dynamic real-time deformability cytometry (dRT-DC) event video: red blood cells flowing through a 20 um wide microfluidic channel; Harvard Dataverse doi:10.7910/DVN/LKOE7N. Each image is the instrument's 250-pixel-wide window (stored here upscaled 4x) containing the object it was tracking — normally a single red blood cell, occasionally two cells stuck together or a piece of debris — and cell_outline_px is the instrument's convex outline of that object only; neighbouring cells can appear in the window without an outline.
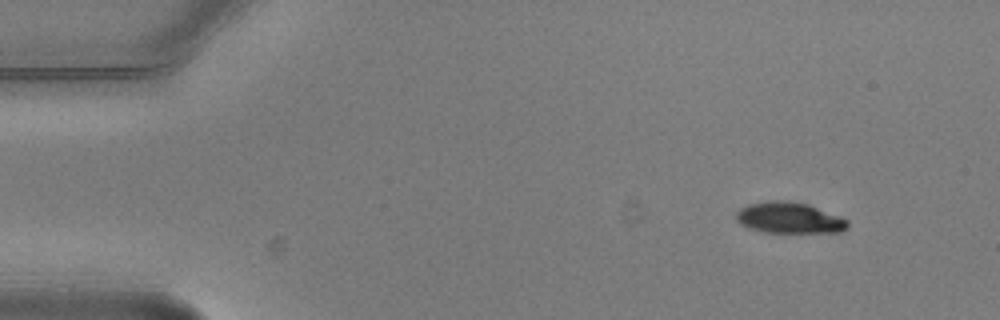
{"species": "common noctule bat (a hibernating species)", "species_latin": "Nyctalus noctula", "temperature_condition": "warm", "stored_images_in_passage": 3, "camera_frame_rate_fps": 3000, "um_per_image_px": 0.085, "animal": {"sex": "male", "body_mass_g": 20.5, "forearm_length_mm": 52.5}, "frame": {"image": 1, "passage_image": 1, "time_ms": 0.0, "image_size_px": [1000, 320], "cell_outline_px": [[848, 228], [840, 232], [764, 232], [748, 228], [740, 224], [736, 220], [736, 212], [740, 208], [748, 204], [768, 200], [784, 200], [808, 204], [848, 220]], "centroid_in_image_um": [67.05, 18.51], "position_along_channel_um": 18.0, "area_um2": 20.17}}